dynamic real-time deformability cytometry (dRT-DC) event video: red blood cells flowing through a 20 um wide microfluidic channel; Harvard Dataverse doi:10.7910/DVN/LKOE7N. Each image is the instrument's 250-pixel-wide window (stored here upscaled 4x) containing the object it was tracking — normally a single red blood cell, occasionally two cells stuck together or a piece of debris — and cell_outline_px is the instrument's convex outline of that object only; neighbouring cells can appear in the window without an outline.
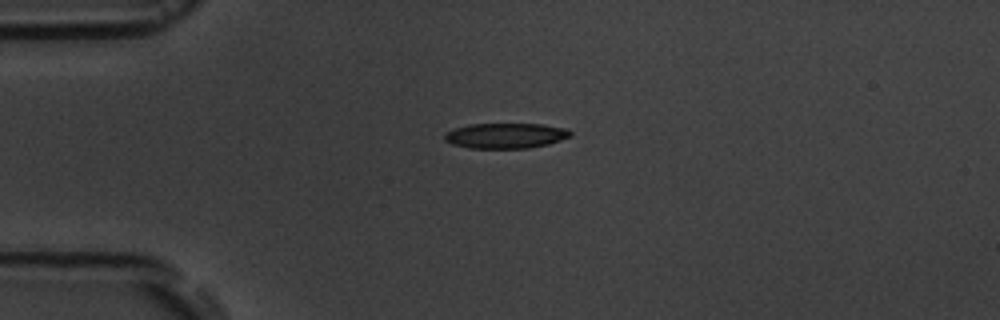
{"species": "common noctule bat (a hibernating species)", "species_latin": "Nyctalus noctula", "temperature_condition": "room temperature", "stored_images_in_passage": 2, "camera_frame_rate_fps": 3000, "um_per_image_px": 0.085, "animal": {"sex": "male", "body_mass_g": 19.5, "forearm_length_mm": 54.6}, "frame": {"image": 1, "passage_image": 1, "time_ms": 0.0, "image_size_px": [1000, 320], "cell_outline_px": [[572, 136], [548, 144], [528, 148], [468, 148], [452, 144], [444, 140], [444, 132], [468, 124], [540, 124], [568, 128], [572, 132]], "centroid_in_image_um": [42.98, 11.53], "position_along_channel_um": 42.0, "area_um2": 18.67}}